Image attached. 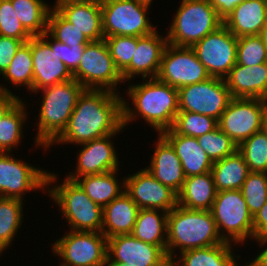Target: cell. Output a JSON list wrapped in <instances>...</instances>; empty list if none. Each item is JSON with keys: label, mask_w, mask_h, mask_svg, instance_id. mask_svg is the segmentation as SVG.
<instances>
[{"label": "cell", "mask_w": 267, "mask_h": 266, "mask_svg": "<svg viewBox=\"0 0 267 266\" xmlns=\"http://www.w3.org/2000/svg\"><path fill=\"white\" fill-rule=\"evenodd\" d=\"M103 89H84L80 94L66 128L48 146L83 144L118 133L123 127V97Z\"/></svg>", "instance_id": "6da1fadb"}, {"label": "cell", "mask_w": 267, "mask_h": 266, "mask_svg": "<svg viewBox=\"0 0 267 266\" xmlns=\"http://www.w3.org/2000/svg\"><path fill=\"white\" fill-rule=\"evenodd\" d=\"M145 80L128 86L127 94L135 109L123 99V127L140 115L159 135L172 127L179 112L178 89L157 78Z\"/></svg>", "instance_id": "7a4b0ae2"}, {"label": "cell", "mask_w": 267, "mask_h": 266, "mask_svg": "<svg viewBox=\"0 0 267 266\" xmlns=\"http://www.w3.org/2000/svg\"><path fill=\"white\" fill-rule=\"evenodd\" d=\"M224 242L210 210L187 209L177 205L168 213L167 257L170 262L175 259V248L179 247L182 253Z\"/></svg>", "instance_id": "3957f363"}, {"label": "cell", "mask_w": 267, "mask_h": 266, "mask_svg": "<svg viewBox=\"0 0 267 266\" xmlns=\"http://www.w3.org/2000/svg\"><path fill=\"white\" fill-rule=\"evenodd\" d=\"M84 89L75 79L41 89L44 95L38 114L36 147L42 145L47 150L62 133Z\"/></svg>", "instance_id": "277c9868"}, {"label": "cell", "mask_w": 267, "mask_h": 266, "mask_svg": "<svg viewBox=\"0 0 267 266\" xmlns=\"http://www.w3.org/2000/svg\"><path fill=\"white\" fill-rule=\"evenodd\" d=\"M173 19L166 37L175 46L192 47L223 25L209 0H182Z\"/></svg>", "instance_id": "5b68a950"}, {"label": "cell", "mask_w": 267, "mask_h": 266, "mask_svg": "<svg viewBox=\"0 0 267 266\" xmlns=\"http://www.w3.org/2000/svg\"><path fill=\"white\" fill-rule=\"evenodd\" d=\"M47 189L71 230L101 232L103 208L93 202L75 181L64 179L60 185Z\"/></svg>", "instance_id": "8992f818"}, {"label": "cell", "mask_w": 267, "mask_h": 266, "mask_svg": "<svg viewBox=\"0 0 267 266\" xmlns=\"http://www.w3.org/2000/svg\"><path fill=\"white\" fill-rule=\"evenodd\" d=\"M210 211L224 241L240 244L253 238V216L240 190L217 192Z\"/></svg>", "instance_id": "52a82bcc"}, {"label": "cell", "mask_w": 267, "mask_h": 266, "mask_svg": "<svg viewBox=\"0 0 267 266\" xmlns=\"http://www.w3.org/2000/svg\"><path fill=\"white\" fill-rule=\"evenodd\" d=\"M72 75L85 89H103L114 93H117V85L124 82L105 39L86 44L80 64Z\"/></svg>", "instance_id": "ba28073f"}, {"label": "cell", "mask_w": 267, "mask_h": 266, "mask_svg": "<svg viewBox=\"0 0 267 266\" xmlns=\"http://www.w3.org/2000/svg\"><path fill=\"white\" fill-rule=\"evenodd\" d=\"M102 29L104 37H141L156 31L149 21V7L136 0H102Z\"/></svg>", "instance_id": "9c48e42d"}, {"label": "cell", "mask_w": 267, "mask_h": 266, "mask_svg": "<svg viewBox=\"0 0 267 266\" xmlns=\"http://www.w3.org/2000/svg\"><path fill=\"white\" fill-rule=\"evenodd\" d=\"M52 249L64 260L59 266H105L107 260V238L102 232L70 230Z\"/></svg>", "instance_id": "30bf717a"}, {"label": "cell", "mask_w": 267, "mask_h": 266, "mask_svg": "<svg viewBox=\"0 0 267 266\" xmlns=\"http://www.w3.org/2000/svg\"><path fill=\"white\" fill-rule=\"evenodd\" d=\"M0 152V197L23 200L24 193L56 183L57 175ZM23 196V197H22Z\"/></svg>", "instance_id": "8fae6325"}, {"label": "cell", "mask_w": 267, "mask_h": 266, "mask_svg": "<svg viewBox=\"0 0 267 266\" xmlns=\"http://www.w3.org/2000/svg\"><path fill=\"white\" fill-rule=\"evenodd\" d=\"M232 98L225 80L217 77L178 89L179 111L208 115L216 120Z\"/></svg>", "instance_id": "7c38bea8"}, {"label": "cell", "mask_w": 267, "mask_h": 266, "mask_svg": "<svg viewBox=\"0 0 267 266\" xmlns=\"http://www.w3.org/2000/svg\"><path fill=\"white\" fill-rule=\"evenodd\" d=\"M211 76L198 60L191 47L175 46L167 43L161 58L157 79L179 89L205 81Z\"/></svg>", "instance_id": "4fadbf2b"}, {"label": "cell", "mask_w": 267, "mask_h": 266, "mask_svg": "<svg viewBox=\"0 0 267 266\" xmlns=\"http://www.w3.org/2000/svg\"><path fill=\"white\" fill-rule=\"evenodd\" d=\"M238 38L223 24L191 48L211 77L224 79L236 64Z\"/></svg>", "instance_id": "5bb4252c"}, {"label": "cell", "mask_w": 267, "mask_h": 266, "mask_svg": "<svg viewBox=\"0 0 267 266\" xmlns=\"http://www.w3.org/2000/svg\"><path fill=\"white\" fill-rule=\"evenodd\" d=\"M267 100L232 98L218 120V127L239 146L254 133L261 131Z\"/></svg>", "instance_id": "9a60e30c"}, {"label": "cell", "mask_w": 267, "mask_h": 266, "mask_svg": "<svg viewBox=\"0 0 267 266\" xmlns=\"http://www.w3.org/2000/svg\"><path fill=\"white\" fill-rule=\"evenodd\" d=\"M50 36V40L47 38ZM33 61V93L58 83L73 79L72 73L59 59L56 39L47 31L41 36L31 37Z\"/></svg>", "instance_id": "2e32d148"}, {"label": "cell", "mask_w": 267, "mask_h": 266, "mask_svg": "<svg viewBox=\"0 0 267 266\" xmlns=\"http://www.w3.org/2000/svg\"><path fill=\"white\" fill-rule=\"evenodd\" d=\"M125 192L140 209L170 212L177 204V194L156 180L146 168L122 180Z\"/></svg>", "instance_id": "e0dca14e"}, {"label": "cell", "mask_w": 267, "mask_h": 266, "mask_svg": "<svg viewBox=\"0 0 267 266\" xmlns=\"http://www.w3.org/2000/svg\"><path fill=\"white\" fill-rule=\"evenodd\" d=\"M107 260L131 266H170L167 254L131 234L116 235L107 239Z\"/></svg>", "instance_id": "ac0fdd59"}, {"label": "cell", "mask_w": 267, "mask_h": 266, "mask_svg": "<svg viewBox=\"0 0 267 266\" xmlns=\"http://www.w3.org/2000/svg\"><path fill=\"white\" fill-rule=\"evenodd\" d=\"M117 133L106 135L92 141L80 144L82 149L78 153L77 168L67 175L66 179L75 181L85 175L103 174L119 170V161L112 137ZM84 147V148H83Z\"/></svg>", "instance_id": "d6986e66"}, {"label": "cell", "mask_w": 267, "mask_h": 266, "mask_svg": "<svg viewBox=\"0 0 267 266\" xmlns=\"http://www.w3.org/2000/svg\"><path fill=\"white\" fill-rule=\"evenodd\" d=\"M167 45V37L153 33L137 37V47L130 64L121 72L123 81L131 80L137 75L142 79L156 78L161 65L163 51Z\"/></svg>", "instance_id": "ffe728a7"}, {"label": "cell", "mask_w": 267, "mask_h": 266, "mask_svg": "<svg viewBox=\"0 0 267 266\" xmlns=\"http://www.w3.org/2000/svg\"><path fill=\"white\" fill-rule=\"evenodd\" d=\"M151 156L147 171L159 182L178 194L185 181V174L179 157L172 145L161 135Z\"/></svg>", "instance_id": "44dd1931"}, {"label": "cell", "mask_w": 267, "mask_h": 266, "mask_svg": "<svg viewBox=\"0 0 267 266\" xmlns=\"http://www.w3.org/2000/svg\"><path fill=\"white\" fill-rule=\"evenodd\" d=\"M224 80L233 98L267 100V62L252 67L235 64Z\"/></svg>", "instance_id": "7402d4cb"}, {"label": "cell", "mask_w": 267, "mask_h": 266, "mask_svg": "<svg viewBox=\"0 0 267 266\" xmlns=\"http://www.w3.org/2000/svg\"><path fill=\"white\" fill-rule=\"evenodd\" d=\"M161 135L172 145L180 159L185 177L211 172L213 162L195 137L176 134L171 128Z\"/></svg>", "instance_id": "603a6c76"}, {"label": "cell", "mask_w": 267, "mask_h": 266, "mask_svg": "<svg viewBox=\"0 0 267 266\" xmlns=\"http://www.w3.org/2000/svg\"><path fill=\"white\" fill-rule=\"evenodd\" d=\"M54 8L89 41L104 39L100 2L55 4Z\"/></svg>", "instance_id": "cb8c5ba5"}, {"label": "cell", "mask_w": 267, "mask_h": 266, "mask_svg": "<svg viewBox=\"0 0 267 266\" xmlns=\"http://www.w3.org/2000/svg\"><path fill=\"white\" fill-rule=\"evenodd\" d=\"M266 20L267 0H244L223 20V24L239 38L259 35Z\"/></svg>", "instance_id": "d4e9b609"}, {"label": "cell", "mask_w": 267, "mask_h": 266, "mask_svg": "<svg viewBox=\"0 0 267 266\" xmlns=\"http://www.w3.org/2000/svg\"><path fill=\"white\" fill-rule=\"evenodd\" d=\"M140 208L124 191L103 208L102 234L108 239L131 234Z\"/></svg>", "instance_id": "484cf974"}, {"label": "cell", "mask_w": 267, "mask_h": 266, "mask_svg": "<svg viewBox=\"0 0 267 266\" xmlns=\"http://www.w3.org/2000/svg\"><path fill=\"white\" fill-rule=\"evenodd\" d=\"M216 195L217 190L211 172L193 175L185 178L177 194V204L187 209L211 210Z\"/></svg>", "instance_id": "4316f807"}, {"label": "cell", "mask_w": 267, "mask_h": 266, "mask_svg": "<svg viewBox=\"0 0 267 266\" xmlns=\"http://www.w3.org/2000/svg\"><path fill=\"white\" fill-rule=\"evenodd\" d=\"M160 211L140 209L131 235L143 242L159 246L167 254L168 212Z\"/></svg>", "instance_id": "83f0119b"}, {"label": "cell", "mask_w": 267, "mask_h": 266, "mask_svg": "<svg viewBox=\"0 0 267 266\" xmlns=\"http://www.w3.org/2000/svg\"><path fill=\"white\" fill-rule=\"evenodd\" d=\"M231 246L232 243L225 241L219 245L190 249L180 253V260L175 258L170 266H238L236 258L240 256H233Z\"/></svg>", "instance_id": "f1b7e54d"}, {"label": "cell", "mask_w": 267, "mask_h": 266, "mask_svg": "<svg viewBox=\"0 0 267 266\" xmlns=\"http://www.w3.org/2000/svg\"><path fill=\"white\" fill-rule=\"evenodd\" d=\"M211 173L217 192L240 190L250 170L243 155L236 150L233 154L213 162Z\"/></svg>", "instance_id": "f546056e"}, {"label": "cell", "mask_w": 267, "mask_h": 266, "mask_svg": "<svg viewBox=\"0 0 267 266\" xmlns=\"http://www.w3.org/2000/svg\"><path fill=\"white\" fill-rule=\"evenodd\" d=\"M116 174L117 170L103 174L85 175L77 178L75 182L93 202L104 208L125 191V186L119 182Z\"/></svg>", "instance_id": "4dcf8cb0"}, {"label": "cell", "mask_w": 267, "mask_h": 266, "mask_svg": "<svg viewBox=\"0 0 267 266\" xmlns=\"http://www.w3.org/2000/svg\"><path fill=\"white\" fill-rule=\"evenodd\" d=\"M17 18L32 36L47 31L50 6L43 0H10Z\"/></svg>", "instance_id": "1f68e13d"}, {"label": "cell", "mask_w": 267, "mask_h": 266, "mask_svg": "<svg viewBox=\"0 0 267 266\" xmlns=\"http://www.w3.org/2000/svg\"><path fill=\"white\" fill-rule=\"evenodd\" d=\"M23 201L0 197V254L11 245L23 219Z\"/></svg>", "instance_id": "d6a6232c"}, {"label": "cell", "mask_w": 267, "mask_h": 266, "mask_svg": "<svg viewBox=\"0 0 267 266\" xmlns=\"http://www.w3.org/2000/svg\"><path fill=\"white\" fill-rule=\"evenodd\" d=\"M25 109L24 102L20 99L0 120V152L10 153L11 149L21 143L22 126L28 117Z\"/></svg>", "instance_id": "836d02e7"}, {"label": "cell", "mask_w": 267, "mask_h": 266, "mask_svg": "<svg viewBox=\"0 0 267 266\" xmlns=\"http://www.w3.org/2000/svg\"><path fill=\"white\" fill-rule=\"evenodd\" d=\"M5 80L13 85H24L33 93V61L31 53V38L24 42L15 53L8 68L2 74Z\"/></svg>", "instance_id": "e575fe53"}, {"label": "cell", "mask_w": 267, "mask_h": 266, "mask_svg": "<svg viewBox=\"0 0 267 266\" xmlns=\"http://www.w3.org/2000/svg\"><path fill=\"white\" fill-rule=\"evenodd\" d=\"M218 127V120L199 113L179 111L171 129L176 134L190 137H199Z\"/></svg>", "instance_id": "d590c367"}, {"label": "cell", "mask_w": 267, "mask_h": 266, "mask_svg": "<svg viewBox=\"0 0 267 266\" xmlns=\"http://www.w3.org/2000/svg\"><path fill=\"white\" fill-rule=\"evenodd\" d=\"M47 32L67 46H86L90 41L73 24L68 22L54 7L48 15Z\"/></svg>", "instance_id": "8d00e7d4"}, {"label": "cell", "mask_w": 267, "mask_h": 266, "mask_svg": "<svg viewBox=\"0 0 267 266\" xmlns=\"http://www.w3.org/2000/svg\"><path fill=\"white\" fill-rule=\"evenodd\" d=\"M237 150L243 155L250 172L267 173V137L262 131L243 141Z\"/></svg>", "instance_id": "74e56055"}, {"label": "cell", "mask_w": 267, "mask_h": 266, "mask_svg": "<svg viewBox=\"0 0 267 266\" xmlns=\"http://www.w3.org/2000/svg\"><path fill=\"white\" fill-rule=\"evenodd\" d=\"M240 191L247 208L254 216L267 201V173L250 172Z\"/></svg>", "instance_id": "f35d334b"}, {"label": "cell", "mask_w": 267, "mask_h": 266, "mask_svg": "<svg viewBox=\"0 0 267 266\" xmlns=\"http://www.w3.org/2000/svg\"><path fill=\"white\" fill-rule=\"evenodd\" d=\"M200 147L212 162L219 161L237 150V145L219 127L197 137Z\"/></svg>", "instance_id": "ab89813d"}, {"label": "cell", "mask_w": 267, "mask_h": 266, "mask_svg": "<svg viewBox=\"0 0 267 266\" xmlns=\"http://www.w3.org/2000/svg\"><path fill=\"white\" fill-rule=\"evenodd\" d=\"M267 62V48L259 35L238 38L236 64L256 66Z\"/></svg>", "instance_id": "60d3db41"}, {"label": "cell", "mask_w": 267, "mask_h": 266, "mask_svg": "<svg viewBox=\"0 0 267 266\" xmlns=\"http://www.w3.org/2000/svg\"><path fill=\"white\" fill-rule=\"evenodd\" d=\"M111 57L120 73L130 64L134 47H137V37L133 36H112L104 37Z\"/></svg>", "instance_id": "b9f144b4"}, {"label": "cell", "mask_w": 267, "mask_h": 266, "mask_svg": "<svg viewBox=\"0 0 267 266\" xmlns=\"http://www.w3.org/2000/svg\"><path fill=\"white\" fill-rule=\"evenodd\" d=\"M0 35L20 40L32 37L17 18L10 0H0Z\"/></svg>", "instance_id": "7bdbcfd3"}, {"label": "cell", "mask_w": 267, "mask_h": 266, "mask_svg": "<svg viewBox=\"0 0 267 266\" xmlns=\"http://www.w3.org/2000/svg\"><path fill=\"white\" fill-rule=\"evenodd\" d=\"M57 54L68 70L73 73L79 66L85 46H67L56 40Z\"/></svg>", "instance_id": "ee69618b"}, {"label": "cell", "mask_w": 267, "mask_h": 266, "mask_svg": "<svg viewBox=\"0 0 267 266\" xmlns=\"http://www.w3.org/2000/svg\"><path fill=\"white\" fill-rule=\"evenodd\" d=\"M27 41L0 35V74L5 72L17 50Z\"/></svg>", "instance_id": "f6af8a7d"}, {"label": "cell", "mask_w": 267, "mask_h": 266, "mask_svg": "<svg viewBox=\"0 0 267 266\" xmlns=\"http://www.w3.org/2000/svg\"><path fill=\"white\" fill-rule=\"evenodd\" d=\"M267 236V201L253 216V238L260 241Z\"/></svg>", "instance_id": "bcb514c9"}, {"label": "cell", "mask_w": 267, "mask_h": 266, "mask_svg": "<svg viewBox=\"0 0 267 266\" xmlns=\"http://www.w3.org/2000/svg\"><path fill=\"white\" fill-rule=\"evenodd\" d=\"M1 86L2 85H0V120L20 100V98L7 89V87Z\"/></svg>", "instance_id": "7dc6e473"}, {"label": "cell", "mask_w": 267, "mask_h": 266, "mask_svg": "<svg viewBox=\"0 0 267 266\" xmlns=\"http://www.w3.org/2000/svg\"><path fill=\"white\" fill-rule=\"evenodd\" d=\"M210 4L215 8L218 16L224 20L231 12L240 5L244 0H209Z\"/></svg>", "instance_id": "c3c4849f"}, {"label": "cell", "mask_w": 267, "mask_h": 266, "mask_svg": "<svg viewBox=\"0 0 267 266\" xmlns=\"http://www.w3.org/2000/svg\"><path fill=\"white\" fill-rule=\"evenodd\" d=\"M267 243V236L262 238L258 244L261 246L266 245ZM248 266H267V247L263 249V251L255 257L252 262H247Z\"/></svg>", "instance_id": "681fc988"}, {"label": "cell", "mask_w": 267, "mask_h": 266, "mask_svg": "<svg viewBox=\"0 0 267 266\" xmlns=\"http://www.w3.org/2000/svg\"><path fill=\"white\" fill-rule=\"evenodd\" d=\"M102 0H56L55 4L81 3V2H101Z\"/></svg>", "instance_id": "f907efd6"}, {"label": "cell", "mask_w": 267, "mask_h": 266, "mask_svg": "<svg viewBox=\"0 0 267 266\" xmlns=\"http://www.w3.org/2000/svg\"><path fill=\"white\" fill-rule=\"evenodd\" d=\"M259 36L261 37L263 44L267 48V20H266L264 26L262 27V29L259 33Z\"/></svg>", "instance_id": "816d5d0a"}, {"label": "cell", "mask_w": 267, "mask_h": 266, "mask_svg": "<svg viewBox=\"0 0 267 266\" xmlns=\"http://www.w3.org/2000/svg\"><path fill=\"white\" fill-rule=\"evenodd\" d=\"M261 131L266 135L267 137V109L263 115L262 118V124H261Z\"/></svg>", "instance_id": "f5cc1de1"}, {"label": "cell", "mask_w": 267, "mask_h": 266, "mask_svg": "<svg viewBox=\"0 0 267 266\" xmlns=\"http://www.w3.org/2000/svg\"><path fill=\"white\" fill-rule=\"evenodd\" d=\"M105 266H131L129 264H124V263H112L106 260Z\"/></svg>", "instance_id": "db71d44e"}, {"label": "cell", "mask_w": 267, "mask_h": 266, "mask_svg": "<svg viewBox=\"0 0 267 266\" xmlns=\"http://www.w3.org/2000/svg\"><path fill=\"white\" fill-rule=\"evenodd\" d=\"M139 4L145 5L147 7H150V5L152 4V0H136Z\"/></svg>", "instance_id": "11a10c76"}]
</instances>
